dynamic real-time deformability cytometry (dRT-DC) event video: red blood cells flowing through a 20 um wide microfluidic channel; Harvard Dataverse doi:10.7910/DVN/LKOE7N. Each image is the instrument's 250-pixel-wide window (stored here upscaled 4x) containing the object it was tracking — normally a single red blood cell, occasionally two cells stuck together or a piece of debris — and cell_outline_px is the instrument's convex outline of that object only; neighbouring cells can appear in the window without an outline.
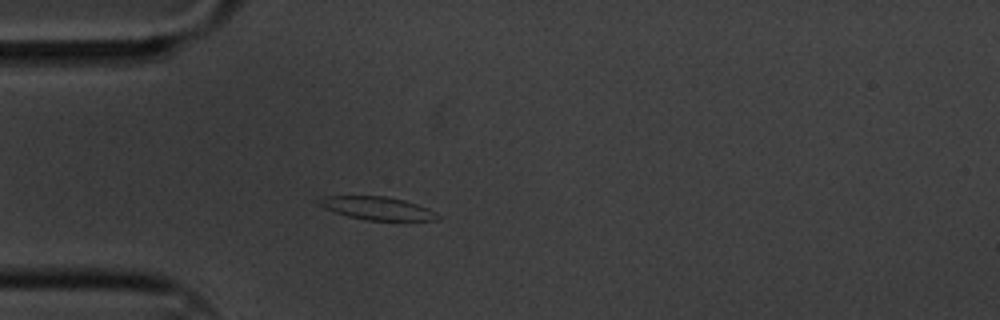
{"species": "common noctule bat (a hibernating species)", "species_latin": "Nyctalus noctula", "temperature_condition": "cold", "stored_images_in_passage": 4, "camera_frame_rate_fps": 3000, "um_per_image_px": 0.085, "animal": {"sex": "male", "body_mass_g": 20.1, "forearm_length_mm": 53.5}, "frame": {"image": 1, "passage_image": 4, "time_ms": 1.0, "image_size_px": [1000, 320], "cell_outline_px": [[440, 220], [364, 220], [348, 216], [324, 208], [316, 204], [316, 200], [320, 196], [384, 196], [404, 200], [428, 208], [436, 212], [440, 216]], "centroid_in_image_um": [32.03, 17.69], "position_along_channel_um": 53.0, "area_um2": 16.01}}